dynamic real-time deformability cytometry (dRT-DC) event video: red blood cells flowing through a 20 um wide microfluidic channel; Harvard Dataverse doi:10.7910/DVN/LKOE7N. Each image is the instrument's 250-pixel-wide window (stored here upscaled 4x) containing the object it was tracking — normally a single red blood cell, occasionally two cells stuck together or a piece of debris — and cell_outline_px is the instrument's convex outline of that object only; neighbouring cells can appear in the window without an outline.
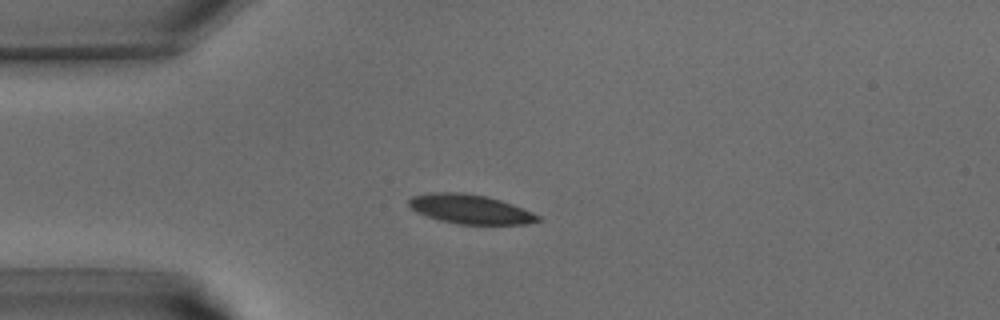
{"species": "common noctule bat (a hibernating species)", "species_latin": "Nyctalus noctula", "temperature_condition": "warm", "stored_images_in_passage": 40, "camera_frame_rate_fps": 3000, "um_per_image_px": 0.085, "animal": {"sex": "male", "body_mass_g": 15.6}, "frame": {"image": 1, "passage_image": 10, "time_ms": 3.0, "image_size_px": [1000, 320], "cell_outline_px": [[540, 220], [524, 224], [460, 224], [440, 220], [416, 212], [408, 204], [408, 200], [412, 196], [432, 192], [464, 192], [484, 196], [500, 200], [512, 204], [532, 212], [540, 216]], "centroid_in_image_um": [39.94, 17.77], "position_along_channel_um": 45.1, "area_um2": 21.79}}
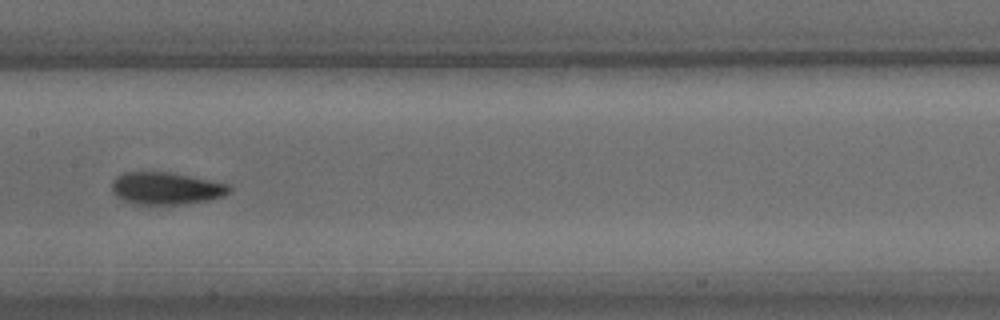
{"frame": {"image": 2, "passage_image": 20, "time_ms": 6.333, "image_size_px": [1000, 320], "cell_outline_px": [[232, 188], [224, 196], [208, 200], [180, 204], [132, 204], [116, 196], [112, 192], [112, 180], [116, 176], [124, 172], [168, 172], [228, 184]], "centroid_in_image_um": [14.07, 16.01], "position_along_channel_um": 193.3, "area_um2": 21.91}}
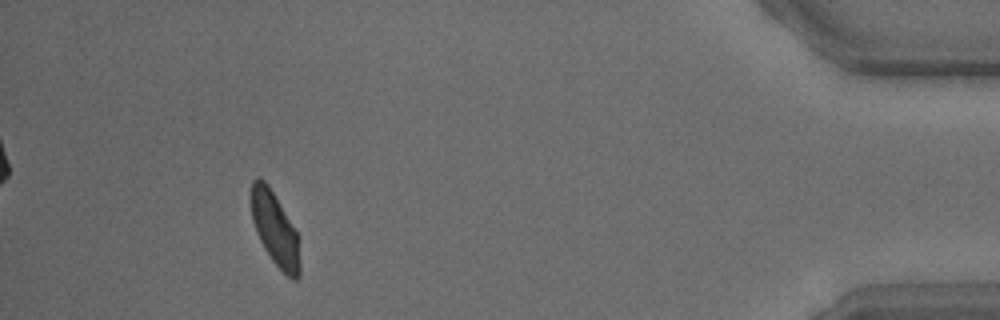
{"frame": {"image": 3, "passage_image": 37, "time_ms": 12.0, "image_size_px": [1000, 320], "cell_outline_px": [[300, 276], [296, 280], [292, 280], [272, 260], [264, 248], [256, 232], [252, 220], [248, 200], [248, 196], [252, 180], [264, 180], [268, 184], [296, 232], [300, 264]], "centroid_in_image_um": [23.31, 19.44], "position_along_channel_um": 411.9, "area_um2": 20.75}}